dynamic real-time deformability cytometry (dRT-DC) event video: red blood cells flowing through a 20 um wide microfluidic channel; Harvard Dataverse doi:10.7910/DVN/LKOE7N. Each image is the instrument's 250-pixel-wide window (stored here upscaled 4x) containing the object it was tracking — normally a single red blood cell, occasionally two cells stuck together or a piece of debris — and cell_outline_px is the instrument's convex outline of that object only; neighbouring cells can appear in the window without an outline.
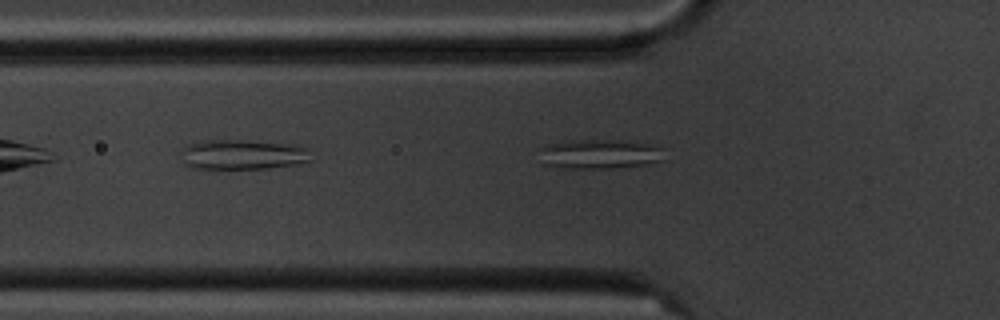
{"species": "common noctule bat (a hibernating species)", "species_latin": "Nyctalus noctula", "temperature_condition": "cold", "stored_images_in_passage": 4, "camera_frame_rate_fps": 3000, "um_per_image_px": 0.085, "animal": {"sex": "male", "body_mass_g": 20.1, "forearm_length_mm": 53.5}, "frame": {"image": 1, "passage_image": 4, "time_ms": 3.333, "image_size_px": [1000, 320], "cell_outline_px": [[668, 160], [644, 164], [612, 168], [564, 168], [548, 164], [536, 148], [548, 144], [568, 140], [636, 140], [656, 144], [668, 148]], "centroid_in_image_um": [51.18, 13.06], "position_along_channel_um": 74.6, "area_um2": 22.31}}